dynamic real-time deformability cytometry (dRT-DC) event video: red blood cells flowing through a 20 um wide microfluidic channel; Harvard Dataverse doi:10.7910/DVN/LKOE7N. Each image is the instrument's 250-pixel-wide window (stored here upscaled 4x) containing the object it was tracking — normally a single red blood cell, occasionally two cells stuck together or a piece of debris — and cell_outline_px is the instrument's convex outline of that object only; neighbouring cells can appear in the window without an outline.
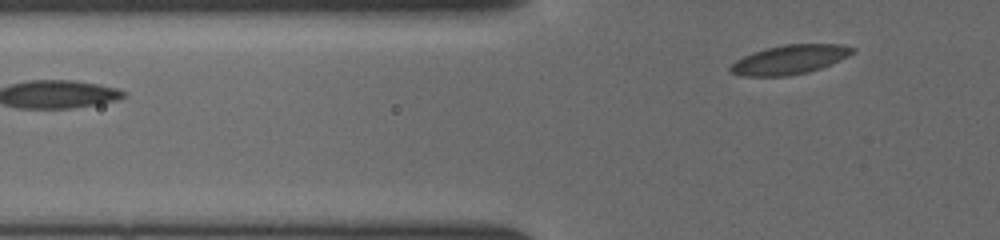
{"species": "common noctule bat (a hibernating species)", "species_latin": "Nyctalus noctula", "temperature_condition": "cold", "stored_images_in_passage": 3, "camera_frame_rate_fps": 3000, "um_per_image_px": 0.085, "animal": {"sex": "female", "body_mass_g": 19.5, "forearm_length_mm": 54.1}, "frame": {"image": 1, "passage_image": 3, "time_ms": 1.333, "image_size_px": [1000, 240], "cell_outline_px": [[852, 52], [820, 68], [808, 72], [788, 76], [744, 76], [732, 72], [728, 68], [736, 60], [752, 52], [768, 48], [788, 44], [836, 44], [852, 48]], "centroid_in_image_um": [67.02, 5.07], "position_along_channel_um": 58.8, "area_um2": 20.06}}